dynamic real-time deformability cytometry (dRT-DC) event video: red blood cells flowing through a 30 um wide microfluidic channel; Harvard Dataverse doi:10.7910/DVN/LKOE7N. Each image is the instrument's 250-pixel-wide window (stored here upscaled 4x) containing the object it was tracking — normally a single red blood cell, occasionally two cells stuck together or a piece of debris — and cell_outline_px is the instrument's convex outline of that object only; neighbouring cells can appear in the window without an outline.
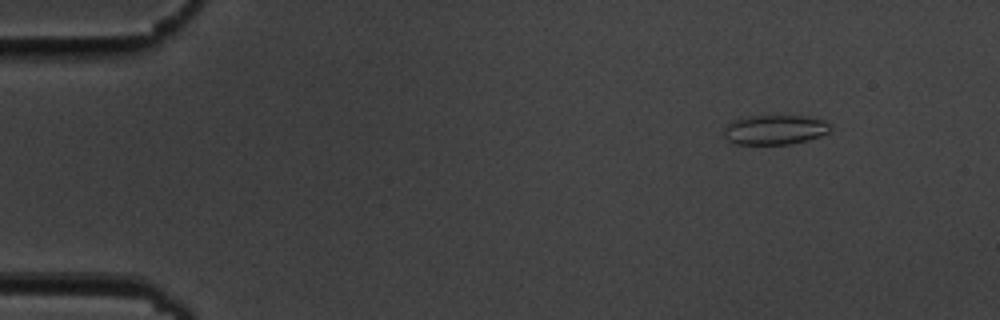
{"species": "common noctule bat (a hibernating species)", "species_latin": "Nyctalus noctula", "temperature_condition": "cold", "stored_images_in_passage": 50, "camera_frame_rate_fps": 3000, "um_per_image_px": 0.085, "animal": {"sex": "male", "body_mass_g": 19.5, "forearm_length_mm": 54.6}, "frame": {"image": 1, "passage_image": 2, "time_ms": 0.333, "image_size_px": [1000, 320], "cell_outline_px": [[832, 128], [828, 132], [820, 136], [808, 140], [788, 144], [736, 144], [728, 140], [724, 136], [724, 128], [732, 120], [752, 116], [804, 116], [824, 120]], "centroid_in_image_um": [65.85, 11.03], "position_along_channel_um": 19.1, "area_um2": 18.26}}
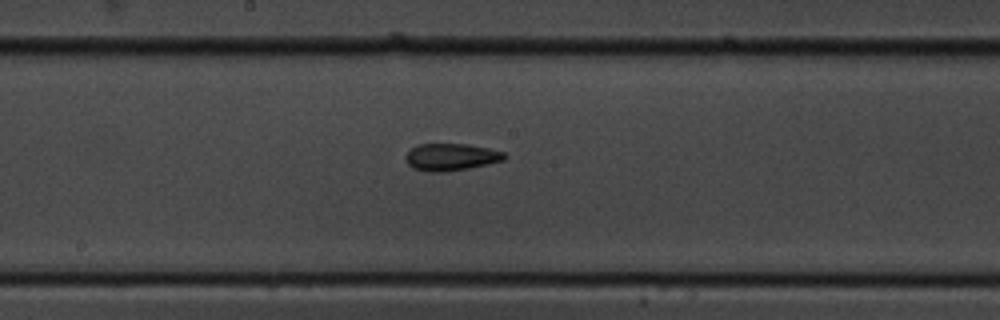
{"frame": {"image": 2, "passage_image": 25, "time_ms": 8.0, "image_size_px": [1000, 320], "cell_outline_px": [[508, 156], [504, 160], [488, 164], [468, 168], [444, 172], [428, 172], [412, 168], [408, 164], [404, 156], [416, 144], [468, 144], [488, 148], [504, 152]], "centroid_in_image_um": [38.33, 13.35], "position_along_channel_um": 209.9, "area_um2": 15.72}}
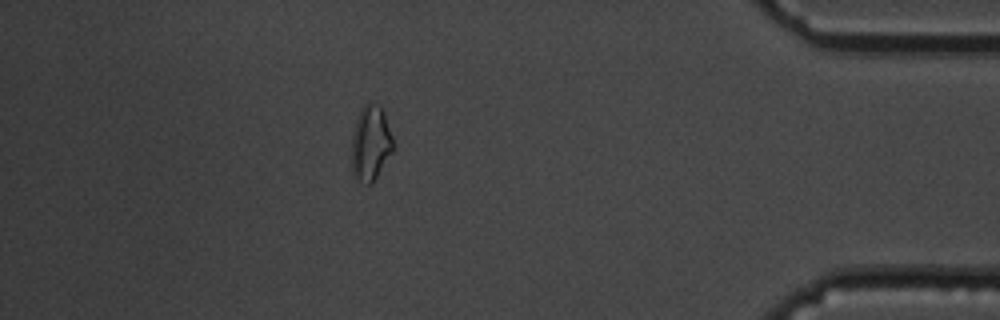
{"frame": {"image": 3, "passage_image": 44, "time_ms": 14.333, "image_size_px": [1000, 320], "cell_outline_px": [[396, 148], [372, 184], [368, 184], [352, 176], [352, 132], [360, 108], [368, 100], [372, 100], [380, 104], [384, 112]], "centroid_in_image_um": [31.52, 12.12], "position_along_channel_um": 403.7, "area_um2": 18.79}, "authors_computed_cell_mechanics": {"area_um2": 15.7505, "velocity_mm_per_s": 3.7009, "shape_relaxation_time_tau1_ms": 7.0951, "shape_relaxation_time_tau2_ms": 3.7242, "deformation_change_tau1": 0.187, "deformation_change_tau2": 0.1159}}